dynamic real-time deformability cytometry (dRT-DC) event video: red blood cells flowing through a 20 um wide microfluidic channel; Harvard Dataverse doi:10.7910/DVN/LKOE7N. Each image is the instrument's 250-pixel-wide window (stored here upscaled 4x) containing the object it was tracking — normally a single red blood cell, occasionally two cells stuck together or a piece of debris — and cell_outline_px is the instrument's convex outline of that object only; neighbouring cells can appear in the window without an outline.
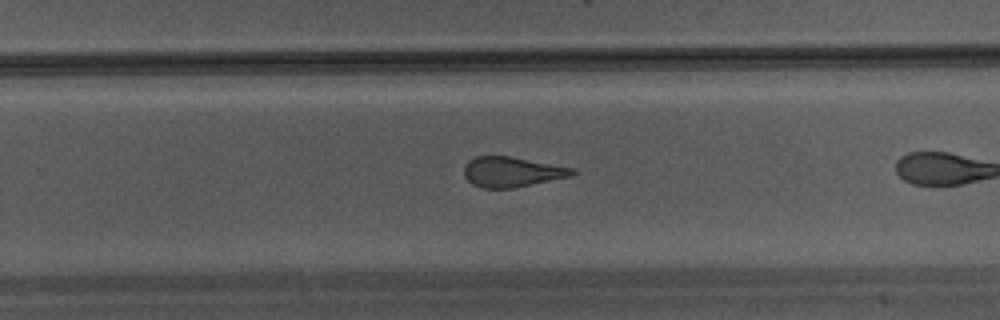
{"species": "Egyptian fruit bat (a non-hibernating species)", "species_latin": "Rousettus aegyptiacus", "temperature_condition": "warm", "stored_images_in_passage": 21, "camera_frame_rate_fps": 3000, "um_per_image_px": 0.085, "animal": {"sex": "male"}, "frame": {"image": 1, "passage_image": 15, "time_ms": 4.667, "image_size_px": [1000, 320], "cell_outline_px": [[580, 172], [572, 176], [512, 188], [480, 188], [472, 184], [464, 176], [464, 168], [468, 160], [476, 156], [512, 156], [576, 168]], "centroid_in_image_um": [43.55, 14.6], "position_along_channel_um": 286.2, "area_um2": 19.31}}